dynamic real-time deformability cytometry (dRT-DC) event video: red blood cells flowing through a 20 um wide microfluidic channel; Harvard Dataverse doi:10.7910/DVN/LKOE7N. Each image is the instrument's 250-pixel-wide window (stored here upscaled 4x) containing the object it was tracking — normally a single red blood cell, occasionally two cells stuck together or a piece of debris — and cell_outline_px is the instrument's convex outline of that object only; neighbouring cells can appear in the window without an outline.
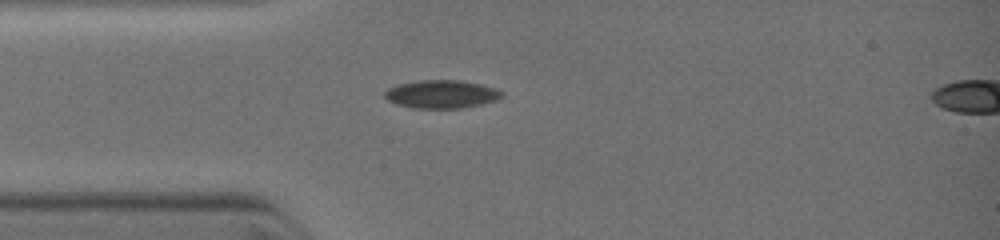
{"species": "common noctule bat (a hibernating species)", "species_latin": "Nyctalus noctula", "temperature_condition": "warm", "stored_images_in_passage": 3, "camera_frame_rate_fps": 3000, "um_per_image_px": 0.085, "animal": {"sex": "female", "body_mass_g": 19.0, "forearm_length_mm": 51.5}, "frame": {"image": 1, "passage_image": 1, "time_ms": 0.0, "image_size_px": [1000, 240], "cell_outline_px": [[504, 96], [496, 100], [480, 104], [460, 108], [416, 108], [396, 104], [388, 100], [384, 96], [384, 92], [388, 88], [396, 84], [420, 80], [460, 80], [480, 84], [496, 88], [504, 92]], "centroid_in_image_um": [37.53, 7.99], "position_along_channel_um": 47.5, "area_um2": 19.25}}